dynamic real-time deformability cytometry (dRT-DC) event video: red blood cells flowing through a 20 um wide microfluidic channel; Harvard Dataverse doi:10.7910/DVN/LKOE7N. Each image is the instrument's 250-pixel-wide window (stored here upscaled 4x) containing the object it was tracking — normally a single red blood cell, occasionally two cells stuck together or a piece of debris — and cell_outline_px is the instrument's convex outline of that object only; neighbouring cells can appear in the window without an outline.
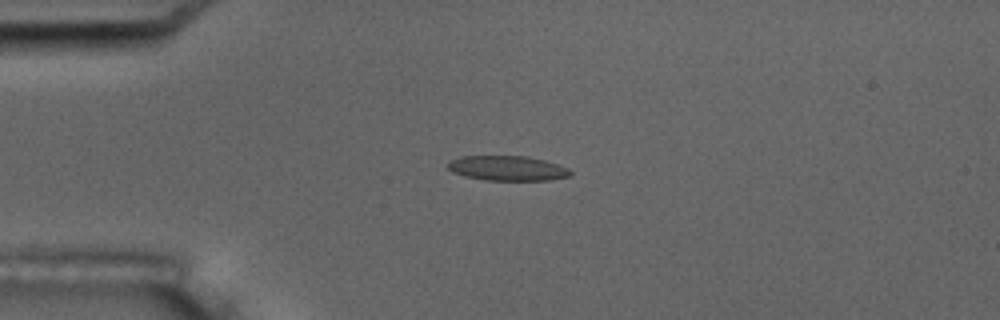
{"species": "common noctule bat (a hibernating species)", "species_latin": "Nyctalus noctula", "temperature_condition": "room temperature", "stored_images_in_passage": 6, "camera_frame_rate_fps": 3000, "um_per_image_px": 0.085, "animal": {"sex": "male", "body_mass_g": 17.5, "forearm_length_mm": 52.3}, "frame": {"image": 1, "passage_image": 5, "time_ms": 4.667, "image_size_px": [1000, 320], "cell_outline_px": [[572, 176], [548, 180], [484, 180], [464, 176], [452, 172], [448, 168], [448, 160], [460, 156], [528, 156], [544, 160], [568, 168], [572, 172]], "centroid_in_image_um": [43.11, 14.3], "position_along_channel_um": 41.9, "area_um2": 17.86}}